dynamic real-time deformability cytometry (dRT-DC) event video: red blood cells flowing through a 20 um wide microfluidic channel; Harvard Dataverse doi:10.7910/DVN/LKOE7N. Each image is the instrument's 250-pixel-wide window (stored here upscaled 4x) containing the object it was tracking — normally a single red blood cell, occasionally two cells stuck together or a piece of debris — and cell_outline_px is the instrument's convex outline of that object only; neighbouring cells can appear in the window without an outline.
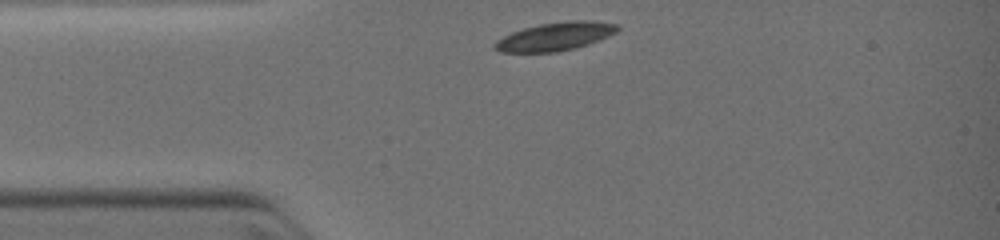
{"species": "common noctule bat (a hibernating species)", "species_latin": "Nyctalus noctula", "temperature_condition": "warm", "stored_images_in_passage": 26, "camera_frame_rate_fps": 3000, "um_per_image_px": 0.085, "animal": {"sex": "female", "body_mass_g": 19.0, "forearm_length_mm": 51.5}, "frame": {"image": 1, "passage_image": 1, "time_ms": 0.0, "image_size_px": [1000, 240], "cell_outline_px": [[620, 28], [616, 32], [608, 36], [588, 44], [556, 52], [500, 52], [492, 48], [492, 44], [496, 40], [512, 32], [524, 28], [540, 24], [572, 20], [592, 20], [620, 24]], "centroid_in_image_um": [47.19, 3.09], "position_along_channel_um": 37.8, "area_um2": 20.23}}
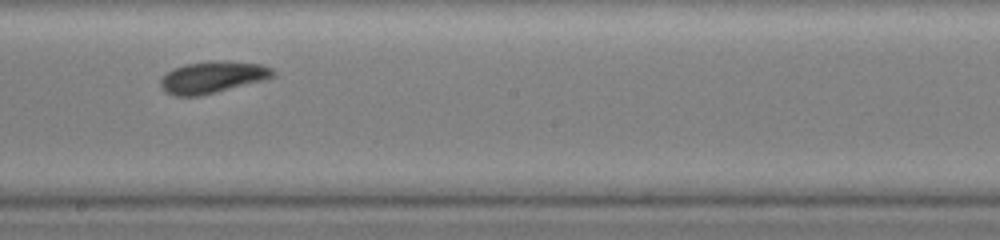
{"frame": {"image": 2, "passage_image": 14, "time_ms": 4.333, "image_size_px": [1000, 240], "cell_outline_px": [[276, 76], [268, 80], [196, 96], [176, 96], [164, 92], [160, 84], [160, 80], [172, 68], [184, 64], [212, 60], [264, 64], [276, 68]], "centroid_in_image_um": [18.14, 6.55], "position_along_channel_um": 230.1, "area_um2": 21.15}}
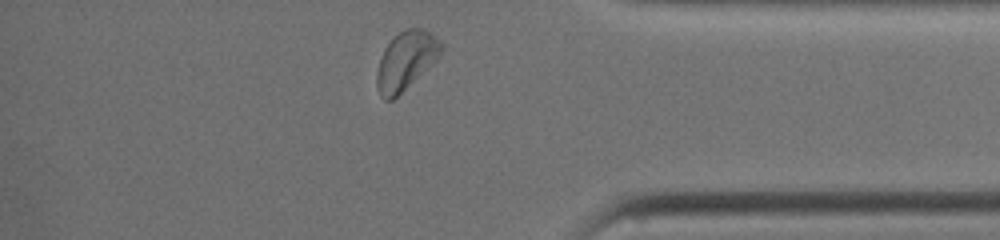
{"frame": {"image": 3, "passage_image": 25, "time_ms": 8.0, "image_size_px": [1000, 240], "cell_outline_px": [[444, 48], [440, 56], [436, 60], [392, 100], [384, 100], [380, 96], [376, 84], [376, 72], [384, 48], [392, 36], [404, 28], [420, 28], [428, 32], [440, 40], [444, 44]], "centroid_in_image_um": [34.49, 5.12], "position_along_channel_um": 400.7, "area_um2": 21.85}}